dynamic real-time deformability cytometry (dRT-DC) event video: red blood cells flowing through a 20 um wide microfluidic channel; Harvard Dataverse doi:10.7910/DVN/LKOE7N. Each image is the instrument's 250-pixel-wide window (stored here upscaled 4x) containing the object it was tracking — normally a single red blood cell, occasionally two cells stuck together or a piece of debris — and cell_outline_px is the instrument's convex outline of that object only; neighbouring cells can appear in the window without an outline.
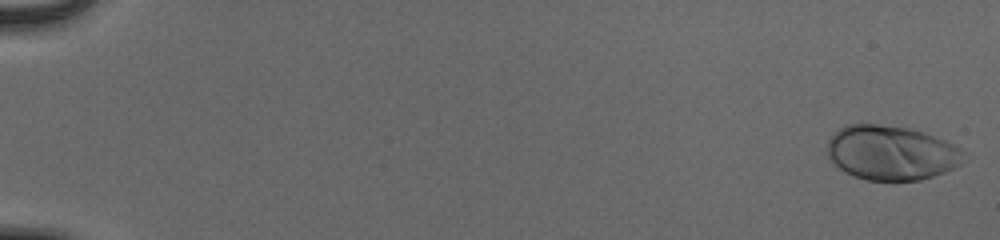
{"species": "human", "species_latin": "Homo sapiens", "temperature_condition": "cold", "stored_images_in_passage": 55, "camera_frame_rate_fps": 3000, "um_per_image_px": 0.085, "donor": {"sex": "male"}, "frame": {"image": 1, "passage_image": 1, "time_ms": 0.0, "image_size_px": [1000, 240], "cell_outline_px": [[960, 164], [944, 172], [920, 180], [868, 180], [856, 176], [840, 168], [828, 156], [828, 140], [844, 124], [876, 124], [908, 128], [924, 132], [944, 140], [960, 148]], "centroid_in_image_um": [75.72, 12.97], "position_along_channel_um": 9.3, "area_um2": 42.54}}
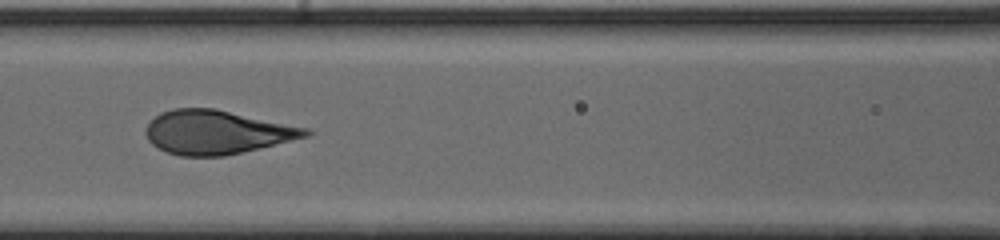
{"frame": {"image": 2, "passage_image": 27, "time_ms": 8.667, "image_size_px": [1000, 240], "cell_outline_px": [[312, 132], [308, 136], [224, 156], [180, 156], [168, 152], [152, 144], [148, 140], [144, 132], [148, 124], [160, 112], [172, 108], [216, 108], [308, 128]], "centroid_in_image_um": [18.39, 11.22], "position_along_channel_um": 148.2, "area_um2": 40.58}}
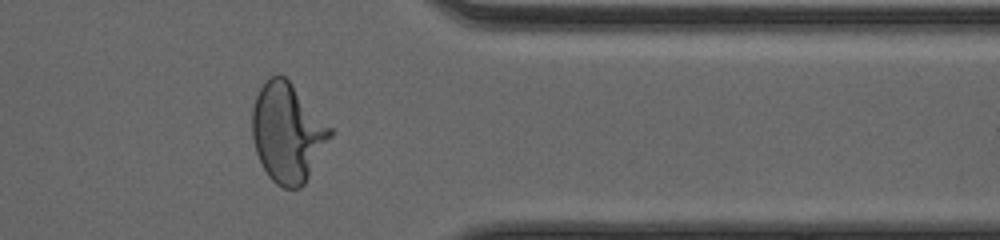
{"frame": {"image": 3, "passage_image": 46, "time_ms": 15.0, "image_size_px": [1000, 240], "cell_outline_px": [[332, 136], [304, 184], [300, 188], [284, 188], [276, 184], [268, 176], [256, 152], [252, 136], [252, 108], [256, 96], [260, 88], [268, 76], [284, 76], [292, 84], [332, 128]], "centroid_in_image_um": [24.43, 11.28], "position_along_channel_um": 387.0, "area_um2": 44.62}}